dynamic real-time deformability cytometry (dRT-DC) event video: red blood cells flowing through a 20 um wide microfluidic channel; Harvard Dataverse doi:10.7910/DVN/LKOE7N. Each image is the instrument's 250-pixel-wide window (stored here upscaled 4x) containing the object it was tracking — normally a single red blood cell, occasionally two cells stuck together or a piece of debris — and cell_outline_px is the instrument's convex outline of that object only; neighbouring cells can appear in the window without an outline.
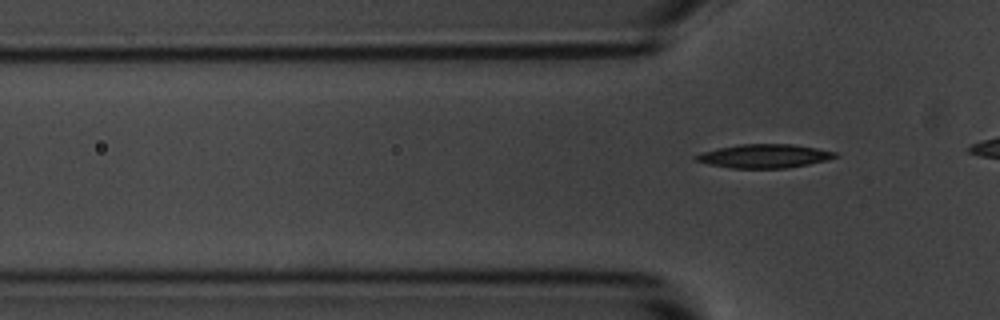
{"species": "common noctule bat (a hibernating species)", "species_latin": "Nyctalus noctula", "temperature_condition": "room temperature", "stored_images_in_passage": 4, "camera_frame_rate_fps": 3000, "um_per_image_px": 0.085, "animal": {"sex": "male", "body_mass_g": 20.1, "forearm_length_mm": 53.5}, "frame": {"image": 1, "passage_image": 4, "time_ms": 3.667, "image_size_px": [1000, 320], "cell_outline_px": [[840, 156], [828, 160], [788, 168], [728, 168], [708, 164], [696, 160], [692, 156], [700, 152], [716, 148], [740, 144], [792, 144], [816, 148], [836, 152]], "centroid_in_image_um": [64.94, 13.26], "position_along_channel_um": 60.9, "area_um2": 19.42}}